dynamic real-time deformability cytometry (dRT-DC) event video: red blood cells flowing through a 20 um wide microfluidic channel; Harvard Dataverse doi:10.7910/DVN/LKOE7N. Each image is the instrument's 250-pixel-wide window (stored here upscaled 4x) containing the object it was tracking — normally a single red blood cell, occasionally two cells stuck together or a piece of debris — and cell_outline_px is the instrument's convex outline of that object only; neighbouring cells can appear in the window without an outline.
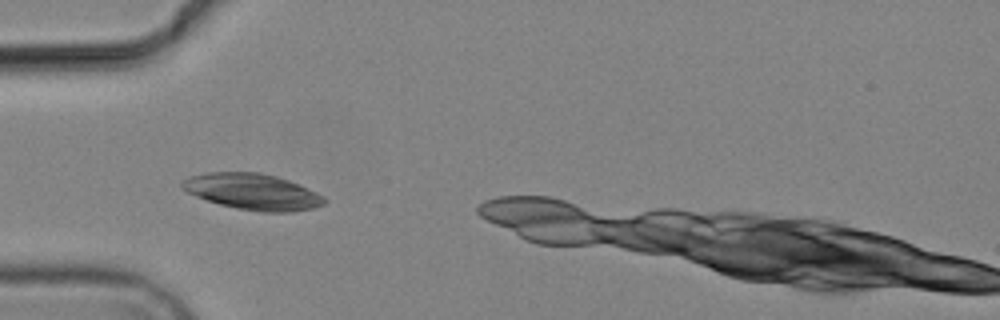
{"species": "common noctule bat (a hibernating species)", "species_latin": "Nyctalus noctula", "temperature_condition": "cold", "stored_images_in_passage": 3, "camera_frame_rate_fps": 3000, "um_per_image_px": 0.085, "animal": {"sex": "male", "body_mass_g": 19.2, "forearm_length_mm": 51.8}, "frame": {"image": 1, "passage_image": 2, "time_ms": 1.0, "image_size_px": [1000, 320], "cell_outline_px": [[328, 200], [324, 204], [312, 208], [292, 212], [260, 212], [236, 208], [220, 204], [196, 196], [180, 188], [180, 184], [188, 176], [208, 172], [260, 172], [276, 176], [300, 184], [324, 196]], "centroid_in_image_um": [21.48, 16.29], "position_along_channel_um": 63.5, "area_um2": 30.0}}